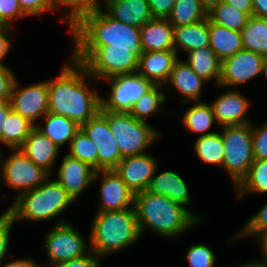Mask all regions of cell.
I'll use <instances>...</instances> for the list:
<instances>
[{"mask_svg": "<svg viewBox=\"0 0 267 267\" xmlns=\"http://www.w3.org/2000/svg\"><path fill=\"white\" fill-rule=\"evenodd\" d=\"M97 82L81 63L69 57L59 75L47 80L49 112L81 127L100 111L101 92L94 86Z\"/></svg>", "mask_w": 267, "mask_h": 267, "instance_id": "cell-1", "label": "cell"}, {"mask_svg": "<svg viewBox=\"0 0 267 267\" xmlns=\"http://www.w3.org/2000/svg\"><path fill=\"white\" fill-rule=\"evenodd\" d=\"M134 207L142 236L147 230L160 238L177 239L206 218L164 195L147 190L135 194Z\"/></svg>", "mask_w": 267, "mask_h": 267, "instance_id": "cell-2", "label": "cell"}, {"mask_svg": "<svg viewBox=\"0 0 267 267\" xmlns=\"http://www.w3.org/2000/svg\"><path fill=\"white\" fill-rule=\"evenodd\" d=\"M68 34L72 48H142L140 28L113 19L102 8L83 16Z\"/></svg>", "mask_w": 267, "mask_h": 267, "instance_id": "cell-3", "label": "cell"}, {"mask_svg": "<svg viewBox=\"0 0 267 267\" xmlns=\"http://www.w3.org/2000/svg\"><path fill=\"white\" fill-rule=\"evenodd\" d=\"M90 226V249L103 260L131 248L142 238L135 207L95 212Z\"/></svg>", "mask_w": 267, "mask_h": 267, "instance_id": "cell-4", "label": "cell"}, {"mask_svg": "<svg viewBox=\"0 0 267 267\" xmlns=\"http://www.w3.org/2000/svg\"><path fill=\"white\" fill-rule=\"evenodd\" d=\"M51 178L50 175L40 186L13 199L12 204L3 213L9 212L15 223H42L53 219H57L54 225L66 223L67 220L61 219L60 216L68 207L75 204V201L54 178Z\"/></svg>", "mask_w": 267, "mask_h": 267, "instance_id": "cell-5", "label": "cell"}, {"mask_svg": "<svg viewBox=\"0 0 267 267\" xmlns=\"http://www.w3.org/2000/svg\"><path fill=\"white\" fill-rule=\"evenodd\" d=\"M71 57L97 81L136 73L143 48H73Z\"/></svg>", "mask_w": 267, "mask_h": 267, "instance_id": "cell-6", "label": "cell"}, {"mask_svg": "<svg viewBox=\"0 0 267 267\" xmlns=\"http://www.w3.org/2000/svg\"><path fill=\"white\" fill-rule=\"evenodd\" d=\"M99 112L107 119L122 157L147 153L161 137V131L155 126L135 119L128 112L108 110Z\"/></svg>", "mask_w": 267, "mask_h": 267, "instance_id": "cell-7", "label": "cell"}, {"mask_svg": "<svg viewBox=\"0 0 267 267\" xmlns=\"http://www.w3.org/2000/svg\"><path fill=\"white\" fill-rule=\"evenodd\" d=\"M224 144L223 172L230 177L235 188L247 175L254 159L252 123L219 127Z\"/></svg>", "mask_w": 267, "mask_h": 267, "instance_id": "cell-8", "label": "cell"}, {"mask_svg": "<svg viewBox=\"0 0 267 267\" xmlns=\"http://www.w3.org/2000/svg\"><path fill=\"white\" fill-rule=\"evenodd\" d=\"M10 155L5 158L0 151L2 182L8 189L16 191L14 199L20 194L40 186L50 174L37 166L21 148L9 149Z\"/></svg>", "mask_w": 267, "mask_h": 267, "instance_id": "cell-9", "label": "cell"}, {"mask_svg": "<svg viewBox=\"0 0 267 267\" xmlns=\"http://www.w3.org/2000/svg\"><path fill=\"white\" fill-rule=\"evenodd\" d=\"M43 239L48 263L42 267H53L91 251L89 235L86 239L70 222L54 225Z\"/></svg>", "mask_w": 267, "mask_h": 267, "instance_id": "cell-10", "label": "cell"}, {"mask_svg": "<svg viewBox=\"0 0 267 267\" xmlns=\"http://www.w3.org/2000/svg\"><path fill=\"white\" fill-rule=\"evenodd\" d=\"M104 80L109 84V92L107 96H100V110L116 112L129 113L140 97L154 86L138 72L119 74Z\"/></svg>", "mask_w": 267, "mask_h": 267, "instance_id": "cell-11", "label": "cell"}, {"mask_svg": "<svg viewBox=\"0 0 267 267\" xmlns=\"http://www.w3.org/2000/svg\"><path fill=\"white\" fill-rule=\"evenodd\" d=\"M9 102L14 112L36 125L49 112L47 79L22 87L16 78Z\"/></svg>", "mask_w": 267, "mask_h": 267, "instance_id": "cell-12", "label": "cell"}, {"mask_svg": "<svg viewBox=\"0 0 267 267\" xmlns=\"http://www.w3.org/2000/svg\"><path fill=\"white\" fill-rule=\"evenodd\" d=\"M264 58L255 52L241 50L224 59L219 85L215 88L237 89L256 77H260Z\"/></svg>", "mask_w": 267, "mask_h": 267, "instance_id": "cell-13", "label": "cell"}, {"mask_svg": "<svg viewBox=\"0 0 267 267\" xmlns=\"http://www.w3.org/2000/svg\"><path fill=\"white\" fill-rule=\"evenodd\" d=\"M97 148V171L114 170L123 159L107 119L98 112L80 127Z\"/></svg>", "mask_w": 267, "mask_h": 267, "instance_id": "cell-14", "label": "cell"}, {"mask_svg": "<svg viewBox=\"0 0 267 267\" xmlns=\"http://www.w3.org/2000/svg\"><path fill=\"white\" fill-rule=\"evenodd\" d=\"M99 182V202L95 212L126 210L134 207L135 193L115 170H98L93 183Z\"/></svg>", "mask_w": 267, "mask_h": 267, "instance_id": "cell-15", "label": "cell"}, {"mask_svg": "<svg viewBox=\"0 0 267 267\" xmlns=\"http://www.w3.org/2000/svg\"><path fill=\"white\" fill-rule=\"evenodd\" d=\"M241 92L239 88H227V90L225 88V91L223 90L213 102L209 103L218 127L253 123L248 116L252 107L251 100Z\"/></svg>", "mask_w": 267, "mask_h": 267, "instance_id": "cell-16", "label": "cell"}, {"mask_svg": "<svg viewBox=\"0 0 267 267\" xmlns=\"http://www.w3.org/2000/svg\"><path fill=\"white\" fill-rule=\"evenodd\" d=\"M156 156L149 152L141 155L126 156L114 169L122 181L135 193L146 191L155 169L159 165Z\"/></svg>", "mask_w": 267, "mask_h": 267, "instance_id": "cell-17", "label": "cell"}, {"mask_svg": "<svg viewBox=\"0 0 267 267\" xmlns=\"http://www.w3.org/2000/svg\"><path fill=\"white\" fill-rule=\"evenodd\" d=\"M54 179L68 192L75 202L93 185L96 170L87 163L65 154Z\"/></svg>", "mask_w": 267, "mask_h": 267, "instance_id": "cell-18", "label": "cell"}, {"mask_svg": "<svg viewBox=\"0 0 267 267\" xmlns=\"http://www.w3.org/2000/svg\"><path fill=\"white\" fill-rule=\"evenodd\" d=\"M206 84L208 83L199 77L183 58L180 57L174 63L165 88H168V85V91L170 90L169 92L173 94V96H177V98L181 97L179 98V102L182 103V105H187L192 102H203V100H201L203 94L202 90L205 88L204 85ZM170 86H172V88ZM174 90L180 95H175L173 92Z\"/></svg>", "mask_w": 267, "mask_h": 267, "instance_id": "cell-19", "label": "cell"}, {"mask_svg": "<svg viewBox=\"0 0 267 267\" xmlns=\"http://www.w3.org/2000/svg\"><path fill=\"white\" fill-rule=\"evenodd\" d=\"M178 59L175 50L144 52L139 59L137 72L154 85L165 86Z\"/></svg>", "mask_w": 267, "mask_h": 267, "instance_id": "cell-20", "label": "cell"}, {"mask_svg": "<svg viewBox=\"0 0 267 267\" xmlns=\"http://www.w3.org/2000/svg\"><path fill=\"white\" fill-rule=\"evenodd\" d=\"M160 164L155 169L147 189L150 193L164 195L174 202L183 205L185 208L190 206L192 199L188 185L184 178L176 171L165 170L156 174Z\"/></svg>", "mask_w": 267, "mask_h": 267, "instance_id": "cell-21", "label": "cell"}, {"mask_svg": "<svg viewBox=\"0 0 267 267\" xmlns=\"http://www.w3.org/2000/svg\"><path fill=\"white\" fill-rule=\"evenodd\" d=\"M102 9L113 19L141 28L153 19L148 0H105Z\"/></svg>", "mask_w": 267, "mask_h": 267, "instance_id": "cell-22", "label": "cell"}, {"mask_svg": "<svg viewBox=\"0 0 267 267\" xmlns=\"http://www.w3.org/2000/svg\"><path fill=\"white\" fill-rule=\"evenodd\" d=\"M21 149L37 166L42 167L51 176L54 175L52 171H55L54 166L59 160L61 149L48 137L34 128L25 139Z\"/></svg>", "mask_w": 267, "mask_h": 267, "instance_id": "cell-23", "label": "cell"}, {"mask_svg": "<svg viewBox=\"0 0 267 267\" xmlns=\"http://www.w3.org/2000/svg\"><path fill=\"white\" fill-rule=\"evenodd\" d=\"M174 27L168 19L153 18L140 28L144 52L174 50Z\"/></svg>", "mask_w": 267, "mask_h": 267, "instance_id": "cell-24", "label": "cell"}, {"mask_svg": "<svg viewBox=\"0 0 267 267\" xmlns=\"http://www.w3.org/2000/svg\"><path fill=\"white\" fill-rule=\"evenodd\" d=\"M173 39L174 50L179 58L180 50L185 55L196 49L210 47L209 18L193 24L174 27Z\"/></svg>", "mask_w": 267, "mask_h": 267, "instance_id": "cell-25", "label": "cell"}, {"mask_svg": "<svg viewBox=\"0 0 267 267\" xmlns=\"http://www.w3.org/2000/svg\"><path fill=\"white\" fill-rule=\"evenodd\" d=\"M185 57L183 60L199 77L208 84L212 81L215 87L219 85L222 61L211 47L190 51Z\"/></svg>", "mask_w": 267, "mask_h": 267, "instance_id": "cell-26", "label": "cell"}, {"mask_svg": "<svg viewBox=\"0 0 267 267\" xmlns=\"http://www.w3.org/2000/svg\"><path fill=\"white\" fill-rule=\"evenodd\" d=\"M40 121L44 125L39 123L35 125V128L48 137L59 149L67 144L70 145L75 133L80 129V126L73 120L51 112H48Z\"/></svg>", "mask_w": 267, "mask_h": 267, "instance_id": "cell-27", "label": "cell"}, {"mask_svg": "<svg viewBox=\"0 0 267 267\" xmlns=\"http://www.w3.org/2000/svg\"><path fill=\"white\" fill-rule=\"evenodd\" d=\"M181 116V122L188 132L198 134V137L210 135L218 131H211L217 124L213 110L209 102H194ZM210 130V131H209Z\"/></svg>", "mask_w": 267, "mask_h": 267, "instance_id": "cell-28", "label": "cell"}, {"mask_svg": "<svg viewBox=\"0 0 267 267\" xmlns=\"http://www.w3.org/2000/svg\"><path fill=\"white\" fill-rule=\"evenodd\" d=\"M210 47L218 58L224 59L243 50L241 32L212 23L209 20Z\"/></svg>", "mask_w": 267, "mask_h": 267, "instance_id": "cell-29", "label": "cell"}, {"mask_svg": "<svg viewBox=\"0 0 267 267\" xmlns=\"http://www.w3.org/2000/svg\"><path fill=\"white\" fill-rule=\"evenodd\" d=\"M236 199L267 194V159L254 160L247 175L234 188Z\"/></svg>", "mask_w": 267, "mask_h": 267, "instance_id": "cell-30", "label": "cell"}, {"mask_svg": "<svg viewBox=\"0 0 267 267\" xmlns=\"http://www.w3.org/2000/svg\"><path fill=\"white\" fill-rule=\"evenodd\" d=\"M206 18H208V4L204 0H176L167 19L173 27H179Z\"/></svg>", "mask_w": 267, "mask_h": 267, "instance_id": "cell-31", "label": "cell"}, {"mask_svg": "<svg viewBox=\"0 0 267 267\" xmlns=\"http://www.w3.org/2000/svg\"><path fill=\"white\" fill-rule=\"evenodd\" d=\"M249 15L230 6L222 0H215L208 4V18L212 23L241 32L247 24Z\"/></svg>", "mask_w": 267, "mask_h": 267, "instance_id": "cell-32", "label": "cell"}, {"mask_svg": "<svg viewBox=\"0 0 267 267\" xmlns=\"http://www.w3.org/2000/svg\"><path fill=\"white\" fill-rule=\"evenodd\" d=\"M243 49L267 58V19L250 16L241 30Z\"/></svg>", "mask_w": 267, "mask_h": 267, "instance_id": "cell-33", "label": "cell"}, {"mask_svg": "<svg viewBox=\"0 0 267 267\" xmlns=\"http://www.w3.org/2000/svg\"><path fill=\"white\" fill-rule=\"evenodd\" d=\"M163 85H154L147 93L143 94L129 112L135 119L148 122L149 118L164 112L166 102V90Z\"/></svg>", "mask_w": 267, "mask_h": 267, "instance_id": "cell-34", "label": "cell"}, {"mask_svg": "<svg viewBox=\"0 0 267 267\" xmlns=\"http://www.w3.org/2000/svg\"><path fill=\"white\" fill-rule=\"evenodd\" d=\"M100 1L101 0H52V8L53 12L58 10L60 12L65 9L60 20L65 23L68 29L67 31L69 32L83 16L102 8L104 3Z\"/></svg>", "mask_w": 267, "mask_h": 267, "instance_id": "cell-35", "label": "cell"}, {"mask_svg": "<svg viewBox=\"0 0 267 267\" xmlns=\"http://www.w3.org/2000/svg\"><path fill=\"white\" fill-rule=\"evenodd\" d=\"M34 128V124L12 110L2 129V145L9 149L21 148Z\"/></svg>", "mask_w": 267, "mask_h": 267, "instance_id": "cell-36", "label": "cell"}, {"mask_svg": "<svg viewBox=\"0 0 267 267\" xmlns=\"http://www.w3.org/2000/svg\"><path fill=\"white\" fill-rule=\"evenodd\" d=\"M193 149L201 162L222 169L224 144L220 131L210 135L197 137L194 141Z\"/></svg>", "mask_w": 267, "mask_h": 267, "instance_id": "cell-37", "label": "cell"}, {"mask_svg": "<svg viewBox=\"0 0 267 267\" xmlns=\"http://www.w3.org/2000/svg\"><path fill=\"white\" fill-rule=\"evenodd\" d=\"M67 147V155L87 163L97 171V148L81 128L75 133Z\"/></svg>", "mask_w": 267, "mask_h": 267, "instance_id": "cell-38", "label": "cell"}, {"mask_svg": "<svg viewBox=\"0 0 267 267\" xmlns=\"http://www.w3.org/2000/svg\"><path fill=\"white\" fill-rule=\"evenodd\" d=\"M267 232V202L261 208L251 215L245 224L238 229L236 234H233L229 242H237L241 238H254L256 235Z\"/></svg>", "mask_w": 267, "mask_h": 267, "instance_id": "cell-39", "label": "cell"}, {"mask_svg": "<svg viewBox=\"0 0 267 267\" xmlns=\"http://www.w3.org/2000/svg\"><path fill=\"white\" fill-rule=\"evenodd\" d=\"M184 259L190 267H214L216 255L213 250L204 243H196L188 246Z\"/></svg>", "mask_w": 267, "mask_h": 267, "instance_id": "cell-40", "label": "cell"}, {"mask_svg": "<svg viewBox=\"0 0 267 267\" xmlns=\"http://www.w3.org/2000/svg\"><path fill=\"white\" fill-rule=\"evenodd\" d=\"M260 124L252 123V146L255 160L267 159V118Z\"/></svg>", "mask_w": 267, "mask_h": 267, "instance_id": "cell-41", "label": "cell"}, {"mask_svg": "<svg viewBox=\"0 0 267 267\" xmlns=\"http://www.w3.org/2000/svg\"><path fill=\"white\" fill-rule=\"evenodd\" d=\"M15 225L12 215L7 213L0 214V265L7 259L9 253V242L11 240V231Z\"/></svg>", "mask_w": 267, "mask_h": 267, "instance_id": "cell-42", "label": "cell"}, {"mask_svg": "<svg viewBox=\"0 0 267 267\" xmlns=\"http://www.w3.org/2000/svg\"><path fill=\"white\" fill-rule=\"evenodd\" d=\"M28 18L20 9L17 0H0V25L14 27L16 20Z\"/></svg>", "mask_w": 267, "mask_h": 267, "instance_id": "cell-43", "label": "cell"}, {"mask_svg": "<svg viewBox=\"0 0 267 267\" xmlns=\"http://www.w3.org/2000/svg\"><path fill=\"white\" fill-rule=\"evenodd\" d=\"M21 11L27 17L41 16L53 12L52 0H17Z\"/></svg>", "mask_w": 267, "mask_h": 267, "instance_id": "cell-44", "label": "cell"}, {"mask_svg": "<svg viewBox=\"0 0 267 267\" xmlns=\"http://www.w3.org/2000/svg\"><path fill=\"white\" fill-rule=\"evenodd\" d=\"M11 68L0 63V98H10L14 82L17 78Z\"/></svg>", "mask_w": 267, "mask_h": 267, "instance_id": "cell-45", "label": "cell"}, {"mask_svg": "<svg viewBox=\"0 0 267 267\" xmlns=\"http://www.w3.org/2000/svg\"><path fill=\"white\" fill-rule=\"evenodd\" d=\"M53 267H102V259L90 251L82 257L59 263Z\"/></svg>", "mask_w": 267, "mask_h": 267, "instance_id": "cell-46", "label": "cell"}, {"mask_svg": "<svg viewBox=\"0 0 267 267\" xmlns=\"http://www.w3.org/2000/svg\"><path fill=\"white\" fill-rule=\"evenodd\" d=\"M176 0H148L153 18L167 19Z\"/></svg>", "mask_w": 267, "mask_h": 267, "instance_id": "cell-47", "label": "cell"}, {"mask_svg": "<svg viewBox=\"0 0 267 267\" xmlns=\"http://www.w3.org/2000/svg\"><path fill=\"white\" fill-rule=\"evenodd\" d=\"M11 26L0 25V63L5 64L3 61L6 56L11 52V46L13 44V31Z\"/></svg>", "mask_w": 267, "mask_h": 267, "instance_id": "cell-48", "label": "cell"}, {"mask_svg": "<svg viewBox=\"0 0 267 267\" xmlns=\"http://www.w3.org/2000/svg\"><path fill=\"white\" fill-rule=\"evenodd\" d=\"M253 242L258 246V250L260 252L259 255H261L260 260L259 259L255 260L258 263L267 265V232L256 235L253 238Z\"/></svg>", "mask_w": 267, "mask_h": 267, "instance_id": "cell-49", "label": "cell"}, {"mask_svg": "<svg viewBox=\"0 0 267 267\" xmlns=\"http://www.w3.org/2000/svg\"><path fill=\"white\" fill-rule=\"evenodd\" d=\"M0 267H42V264H38L34 259L32 258H21L17 260H11L7 263H2Z\"/></svg>", "mask_w": 267, "mask_h": 267, "instance_id": "cell-50", "label": "cell"}, {"mask_svg": "<svg viewBox=\"0 0 267 267\" xmlns=\"http://www.w3.org/2000/svg\"><path fill=\"white\" fill-rule=\"evenodd\" d=\"M226 4L237 8L240 11L246 12L249 16H252V3L251 0H222Z\"/></svg>", "mask_w": 267, "mask_h": 267, "instance_id": "cell-51", "label": "cell"}, {"mask_svg": "<svg viewBox=\"0 0 267 267\" xmlns=\"http://www.w3.org/2000/svg\"><path fill=\"white\" fill-rule=\"evenodd\" d=\"M252 16L267 19V0H251Z\"/></svg>", "mask_w": 267, "mask_h": 267, "instance_id": "cell-52", "label": "cell"}, {"mask_svg": "<svg viewBox=\"0 0 267 267\" xmlns=\"http://www.w3.org/2000/svg\"><path fill=\"white\" fill-rule=\"evenodd\" d=\"M12 111V107L10 105V102L0 110V143L2 144V129H4L5 121L8 117V114ZM0 144V145H1ZM2 149L0 148V151Z\"/></svg>", "mask_w": 267, "mask_h": 267, "instance_id": "cell-53", "label": "cell"}, {"mask_svg": "<svg viewBox=\"0 0 267 267\" xmlns=\"http://www.w3.org/2000/svg\"><path fill=\"white\" fill-rule=\"evenodd\" d=\"M230 267H267V265H263L261 263H258L255 259H251L250 261H245V263H242L240 265L238 264Z\"/></svg>", "mask_w": 267, "mask_h": 267, "instance_id": "cell-54", "label": "cell"}, {"mask_svg": "<svg viewBox=\"0 0 267 267\" xmlns=\"http://www.w3.org/2000/svg\"><path fill=\"white\" fill-rule=\"evenodd\" d=\"M260 75H263L266 80V83H267V58L264 59L263 61V65H262V69H261V74Z\"/></svg>", "mask_w": 267, "mask_h": 267, "instance_id": "cell-55", "label": "cell"}, {"mask_svg": "<svg viewBox=\"0 0 267 267\" xmlns=\"http://www.w3.org/2000/svg\"><path fill=\"white\" fill-rule=\"evenodd\" d=\"M9 100L10 98H0V110L9 103Z\"/></svg>", "mask_w": 267, "mask_h": 267, "instance_id": "cell-56", "label": "cell"}, {"mask_svg": "<svg viewBox=\"0 0 267 267\" xmlns=\"http://www.w3.org/2000/svg\"><path fill=\"white\" fill-rule=\"evenodd\" d=\"M1 180H2V174H1V167H0V184L3 183V182H1ZM0 187H2V186L0 185ZM0 193H2V192H0Z\"/></svg>", "mask_w": 267, "mask_h": 267, "instance_id": "cell-57", "label": "cell"}, {"mask_svg": "<svg viewBox=\"0 0 267 267\" xmlns=\"http://www.w3.org/2000/svg\"><path fill=\"white\" fill-rule=\"evenodd\" d=\"M207 4H209L210 2L212 1H215V0H204Z\"/></svg>", "mask_w": 267, "mask_h": 267, "instance_id": "cell-58", "label": "cell"}]
</instances>
